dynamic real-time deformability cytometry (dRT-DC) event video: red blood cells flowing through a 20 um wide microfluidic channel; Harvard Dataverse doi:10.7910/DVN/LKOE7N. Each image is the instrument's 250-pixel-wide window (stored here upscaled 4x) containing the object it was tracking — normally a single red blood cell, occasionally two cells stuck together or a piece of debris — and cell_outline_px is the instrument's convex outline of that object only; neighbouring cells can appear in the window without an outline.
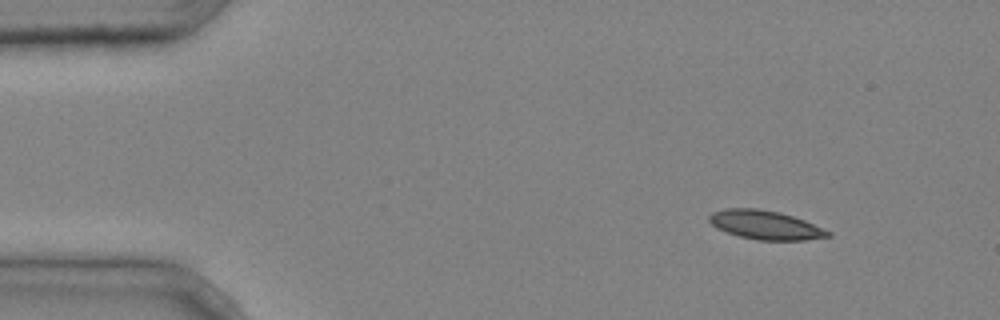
{"species": "common noctule bat (a hibernating species)", "species_latin": "Nyctalus noctula", "temperature_condition": "cold", "stored_images_in_passage": 3, "camera_frame_rate_fps": 3000, "um_per_image_px": 0.085, "animal": {"sex": "male", "body_mass_g": 20.4}, "frame": {"image": 1, "passage_image": 1, "time_ms": 0.0, "image_size_px": [1000, 320], "cell_outline_px": [[832, 236], [808, 240], [756, 240], [740, 236], [716, 228], [708, 220], [708, 216], [712, 212], [724, 208], [756, 208], [780, 212], [804, 220], [832, 232]], "centroid_in_image_um": [65.06, 19.12], "position_along_channel_um": 19.9, "area_um2": 20.06}}